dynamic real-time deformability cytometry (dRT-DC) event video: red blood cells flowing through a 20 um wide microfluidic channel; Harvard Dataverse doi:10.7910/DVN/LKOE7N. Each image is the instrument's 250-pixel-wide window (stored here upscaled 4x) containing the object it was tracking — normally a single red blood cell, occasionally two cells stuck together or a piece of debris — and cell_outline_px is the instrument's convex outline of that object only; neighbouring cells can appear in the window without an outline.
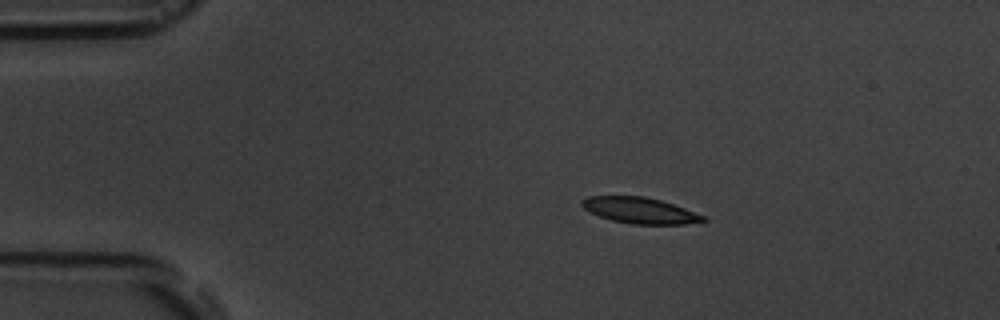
{"species": "common noctule bat (a hibernating species)", "species_latin": "Nyctalus noctula", "temperature_condition": "room temperature", "stored_images_in_passage": 6, "camera_frame_rate_fps": 3000, "um_per_image_px": 0.085, "animal": {"sex": "male", "body_mass_g": 19.5, "forearm_length_mm": 54.6}, "frame": {"image": 1, "passage_image": 1, "time_ms": 0.0, "image_size_px": [1000, 320], "cell_outline_px": [[708, 220], [704, 224], [632, 224], [612, 220], [600, 216], [584, 208], [580, 204], [580, 200], [588, 196], [644, 196], [660, 200], [708, 216]], "centroid_in_image_um": [54.49, 17.9], "position_along_channel_um": 30.5, "area_um2": 18.61}}
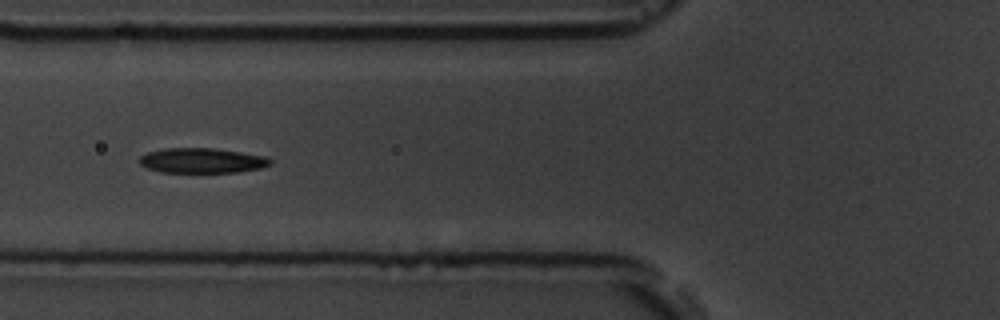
{"frame": {"image": 2, "passage_image": 4, "time_ms": 3.667, "image_size_px": [1000, 320], "cell_outline_px": [[272, 164], [260, 168], [236, 172], [160, 172], [148, 168], [140, 164], [140, 156], [148, 152], [164, 148], [212, 148], [268, 156], [272, 160]], "centroid_in_image_um": [17.19, 13.64], "position_along_channel_um": 108.6, "area_um2": 19.02}}
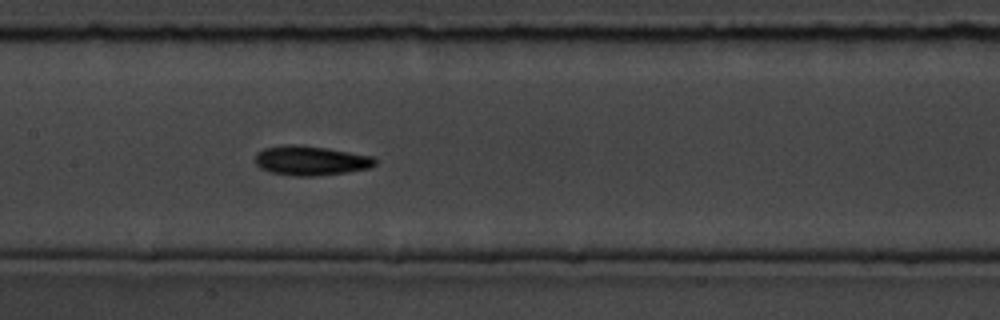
{"frame": {"image": 3, "passage_image": 6, "time_ms": 5.667, "image_size_px": [1000, 320], "cell_outline_px": [[376, 164], [368, 168], [348, 172], [316, 176], [292, 176], [268, 172], [260, 168], [256, 164], [256, 152], [264, 148], [284, 144], [296, 144], [328, 148], [372, 156], [376, 160]], "centroid_in_image_um": [26.38, 13.65], "position_along_channel_um": 181.0, "area_um2": 20.81}}